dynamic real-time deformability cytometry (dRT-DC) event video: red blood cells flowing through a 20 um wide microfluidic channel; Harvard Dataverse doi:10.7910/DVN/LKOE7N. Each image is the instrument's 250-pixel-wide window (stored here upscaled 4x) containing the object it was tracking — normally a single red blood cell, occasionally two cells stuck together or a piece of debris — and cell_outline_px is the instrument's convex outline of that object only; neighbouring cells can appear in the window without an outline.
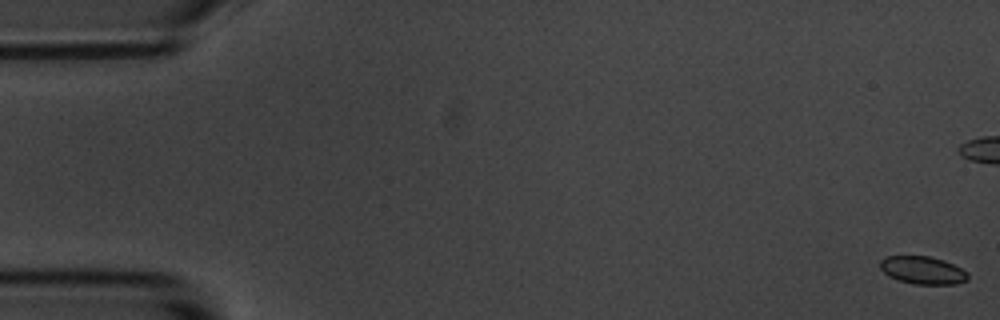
{"species": "common noctule bat (a hibernating species)", "species_latin": "Nyctalus noctula", "temperature_condition": "room temperature", "stored_images_in_passage": 9, "segment_of_instrument_passage": [1, 2], "camera_frame_rate_fps": 3000, "um_per_image_px": 0.085, "animal": {"sex": "male", "body_mass_g": 20.1, "forearm_length_mm": 53.5}, "frame": {"image": 1, "passage_image": 1, "time_ms": 0.0, "image_size_px": [1000, 320], "cell_outline_px": [[968, 280], [956, 284], [912, 284], [888, 276], [880, 268], [880, 260], [888, 256], [928, 256], [944, 260], [968, 272]], "centroid_in_image_um": [78.43, 22.97], "position_along_channel_um": 6.6, "area_um2": 14.16}}
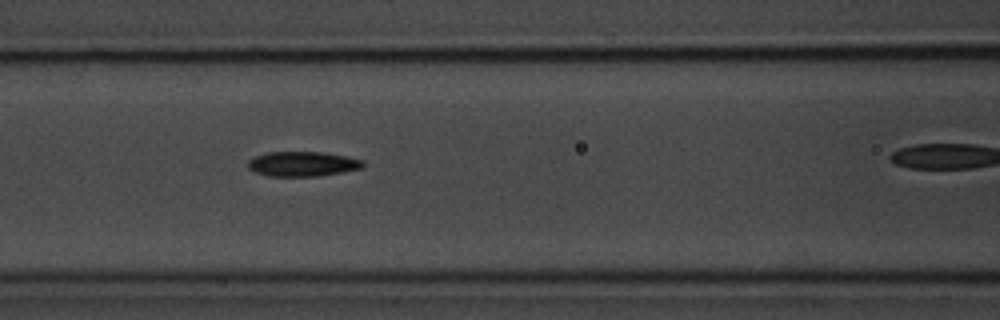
{"frame": {"image": 2, "passage_image": 8, "time_ms": 9.0, "image_size_px": [1000, 320], "cell_outline_px": [[364, 168], [316, 176], [268, 176], [256, 172], [248, 168], [248, 160], [256, 156], [268, 152], [324, 152], [364, 160]], "centroid_in_image_um": [25.72, 13.93], "position_along_channel_um": 140.9, "area_um2": 16.53}}